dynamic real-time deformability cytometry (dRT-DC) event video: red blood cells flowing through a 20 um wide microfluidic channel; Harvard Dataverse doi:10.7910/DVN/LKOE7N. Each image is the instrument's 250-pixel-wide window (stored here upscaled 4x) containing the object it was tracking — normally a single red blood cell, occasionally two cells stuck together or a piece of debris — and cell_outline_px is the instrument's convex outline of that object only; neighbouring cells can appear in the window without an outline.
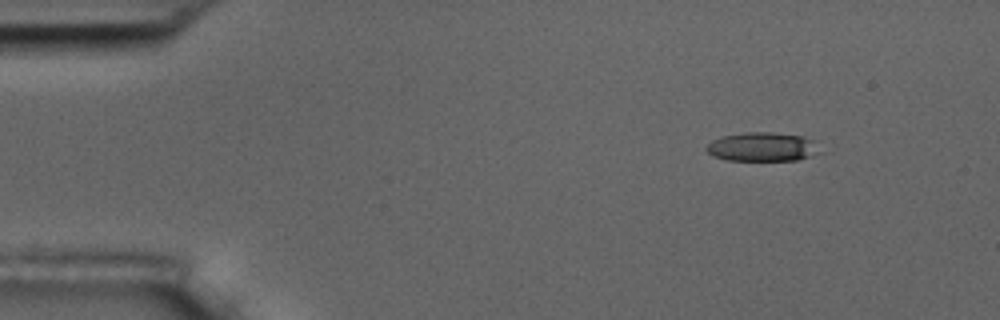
{"species": "common noctule bat (a hibernating species)", "species_latin": "Nyctalus noctula", "temperature_condition": "room temperature", "stored_images_in_passage": 7, "camera_frame_rate_fps": 3000, "um_per_image_px": 0.085, "animal": {"sex": "male", "body_mass_g": 17.5, "forearm_length_mm": 52.3}, "frame": {"image": 1, "passage_image": 1, "time_ms": 0.0, "image_size_px": [1000, 320], "cell_outline_px": [[820, 152], [796, 160], [728, 160], [712, 156], [704, 148], [712, 140], [724, 136], [744, 132], [772, 132], [804, 136], [812, 140]], "centroid_in_image_um": [64.75, 12.47], "position_along_channel_um": 20.2, "area_um2": 18.96}}
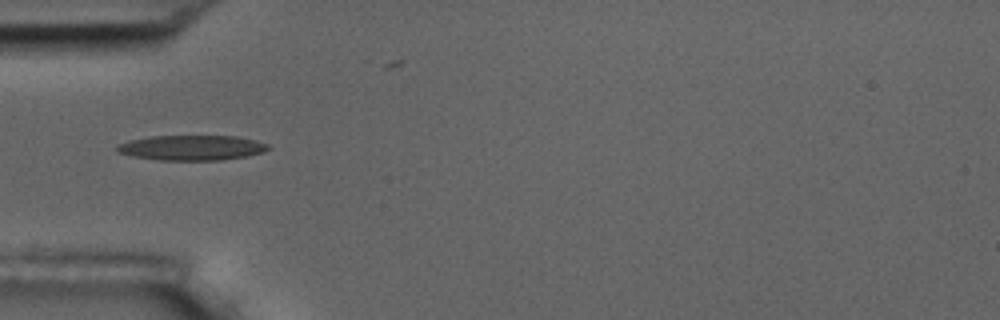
{"frame": {"image": 2, "passage_image": 4, "time_ms": 3.667, "image_size_px": [1000, 320], "cell_outline_px": [[272, 148], [264, 152], [248, 156], [220, 160], [160, 160], [132, 156], [116, 152], [116, 144], [128, 140], [152, 136], [236, 136], [256, 140], [268, 144]], "centroid_in_image_um": [16.3, 12.55], "position_along_channel_um": 68.7, "area_um2": 22.31}}
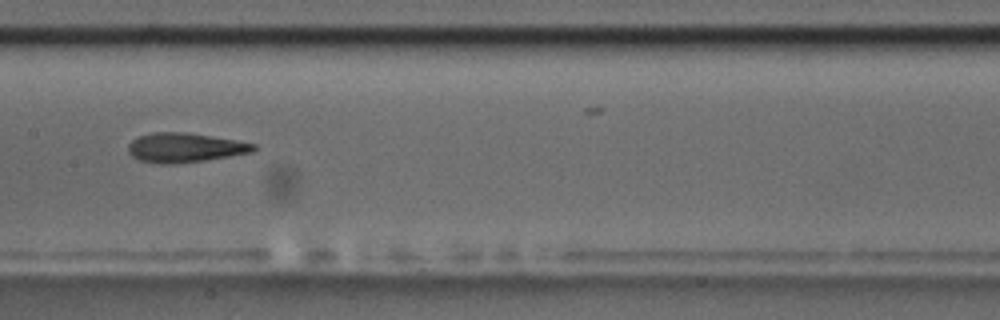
{"frame": {"image": 3, "passage_image": 7, "time_ms": 7.0, "image_size_px": [1000, 320], "cell_outline_px": [[256, 148], [252, 152], [204, 160], [172, 164], [160, 164], [140, 160], [132, 156], [128, 152], [128, 144], [136, 136], [152, 132], [184, 132], [236, 140], [256, 144]], "centroid_in_image_um": [15.66, 12.54], "position_along_channel_um": 191.7, "area_um2": 21.39}}